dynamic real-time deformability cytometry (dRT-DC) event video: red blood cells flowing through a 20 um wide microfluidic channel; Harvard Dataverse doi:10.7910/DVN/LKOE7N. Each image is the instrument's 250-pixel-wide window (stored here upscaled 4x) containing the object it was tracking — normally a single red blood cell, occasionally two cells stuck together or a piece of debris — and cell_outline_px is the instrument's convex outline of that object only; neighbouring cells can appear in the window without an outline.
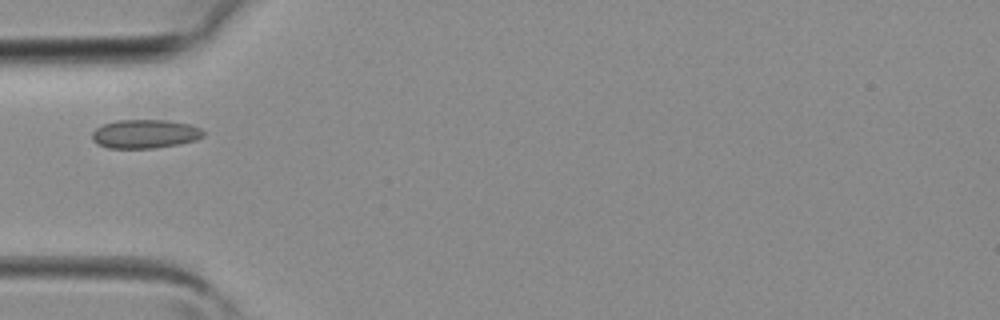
{"species": "common noctule bat (a hibernating species)", "species_latin": "Nyctalus noctula", "temperature_condition": "room temperature", "stored_images_in_passage": 1, "camera_frame_rate_fps": 3000, "um_per_image_px": 0.085, "animal": {"sex": "female", "body_mass_g": 19.3, "forearm_length_mm": 54.1}, "frame": {"image": 1, "passage_image": 1, "time_ms": 0.0, "image_size_px": [1000, 320], "cell_outline_px": [[204, 136], [196, 140], [180, 144], [156, 148], [108, 148], [96, 144], [92, 140], [92, 132], [96, 128], [104, 124], [116, 120], [168, 120], [192, 124], [200, 128], [204, 132]], "centroid_in_image_um": [12.33, 11.38], "position_along_channel_um": 72.7, "area_um2": 18.9}}